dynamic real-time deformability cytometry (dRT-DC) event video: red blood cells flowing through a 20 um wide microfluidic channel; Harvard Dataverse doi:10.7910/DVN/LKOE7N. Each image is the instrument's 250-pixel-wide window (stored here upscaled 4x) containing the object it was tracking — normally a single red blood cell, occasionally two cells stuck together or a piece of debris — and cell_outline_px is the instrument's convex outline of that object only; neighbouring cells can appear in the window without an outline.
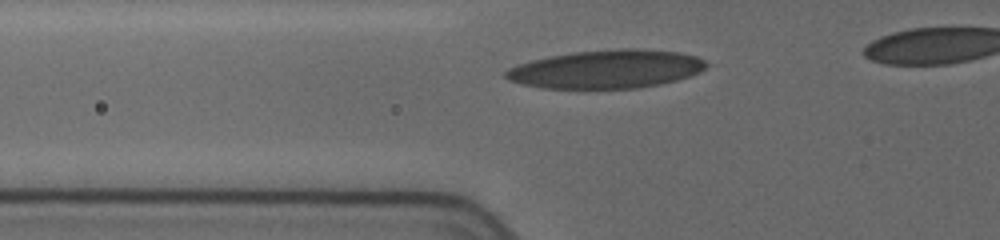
{"species": "human", "species_latin": "Homo sapiens", "temperature_condition": "cold", "stored_images_in_passage": 14, "camera_frame_rate_fps": 3000, "um_per_image_px": 0.085, "donor": {"sex": "female"}, "frame": {"image": 1, "passage_image": 4, "time_ms": 2.0, "image_size_px": [1000, 240], "cell_outline_px": [[708, 64], [700, 72], [676, 80], [660, 84], [636, 88], [540, 88], [520, 84], [508, 80], [504, 76], [504, 72], [508, 68], [516, 64], [548, 56], [572, 52], [620, 48], [636, 48], [680, 52], [696, 56], [704, 60]], "centroid_in_image_um": [51.5, 5.87], "position_along_channel_um": 74.3, "area_um2": 45.08}}
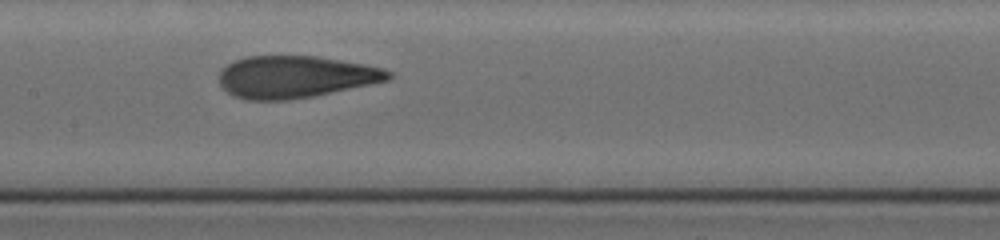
{"frame": {"image": 2, "passage_image": 8, "time_ms": 5.0, "image_size_px": [1000, 240], "cell_outline_px": [[392, 76], [388, 80], [312, 96], [288, 100], [248, 100], [232, 96], [220, 84], [220, 72], [228, 64], [236, 60], [248, 56], [316, 56], [364, 64], [384, 68], [392, 72]], "centroid_in_image_um": [25.1, 6.53], "position_along_channel_um": 182.3, "area_um2": 41.15}}
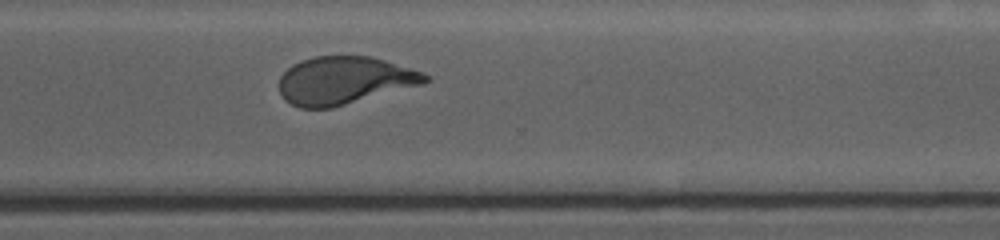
{"frame": {"image": 3, "passage_image": 14, "time_ms": 9.333, "image_size_px": [1000, 240], "cell_outline_px": [[428, 80], [424, 84], [332, 108], [300, 108], [284, 100], [280, 92], [280, 76], [292, 64], [300, 60], [316, 56], [368, 56], [384, 60], [424, 72], [428, 76]], "centroid_in_image_um": [29.26, 6.84], "position_along_channel_um": 341.3, "area_um2": 40.63}}